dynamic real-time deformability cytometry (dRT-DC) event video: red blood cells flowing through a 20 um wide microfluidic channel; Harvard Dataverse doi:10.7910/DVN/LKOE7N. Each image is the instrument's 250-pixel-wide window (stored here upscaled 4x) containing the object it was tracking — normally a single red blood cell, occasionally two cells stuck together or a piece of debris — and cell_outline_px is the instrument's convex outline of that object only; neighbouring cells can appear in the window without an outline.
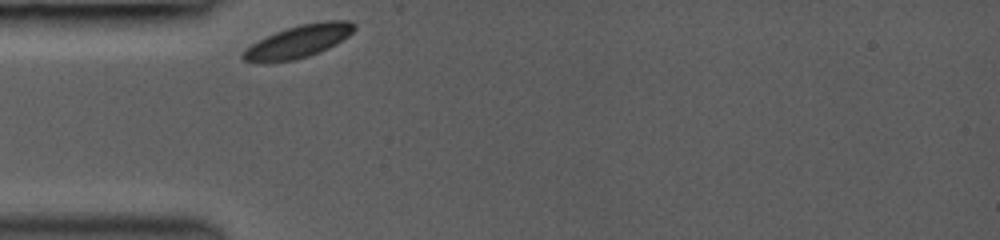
{"species": "common noctule bat (a hibernating species)", "species_latin": "Nyctalus noctula", "temperature_condition": "room temperature", "stored_images_in_passage": 3, "camera_frame_rate_fps": 3000, "um_per_image_px": 0.085, "animal": {"sex": "female", "body_mass_g": 19.0, "forearm_length_mm": 53.3}, "frame": {"image": 1, "passage_image": 1, "time_ms": 0.0, "image_size_px": [1000, 240], "cell_outline_px": [[356, 28], [348, 36], [336, 44], [320, 52], [308, 56], [292, 60], [268, 64], [264, 64], [244, 60], [240, 56], [252, 44], [276, 32], [300, 24], [324, 20], [348, 20], [356, 24]], "centroid_in_image_um": [25.4, 3.53], "position_along_channel_um": 59.6, "area_um2": 21.15}}
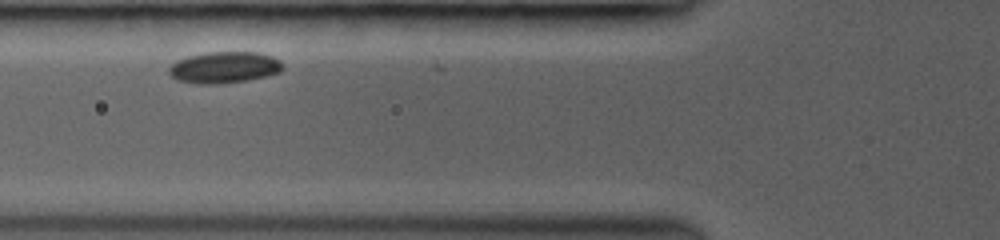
{"frame": {"image": 2, "passage_image": 2, "time_ms": 1.333, "image_size_px": [1000, 240], "cell_outline_px": [[284, 68], [280, 72], [248, 80], [220, 84], [196, 84], [176, 80], [168, 72], [168, 68], [176, 60], [188, 56], [204, 52], [260, 52], [272, 56], [280, 60], [284, 64]], "centroid_in_image_um": [19.06, 5.72], "position_along_channel_um": 106.7, "area_um2": 21.15}}